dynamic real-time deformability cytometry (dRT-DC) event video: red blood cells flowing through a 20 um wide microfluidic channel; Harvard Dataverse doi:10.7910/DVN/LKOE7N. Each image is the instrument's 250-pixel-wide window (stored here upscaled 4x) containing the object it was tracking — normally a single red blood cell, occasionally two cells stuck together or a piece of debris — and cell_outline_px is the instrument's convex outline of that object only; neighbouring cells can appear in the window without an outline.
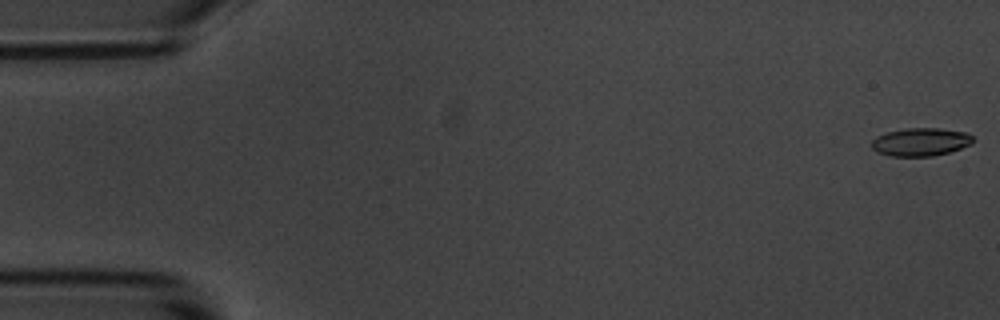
{"species": "common noctule bat (a hibernating species)", "species_latin": "Nyctalus noctula", "temperature_condition": "room temperature", "stored_images_in_passage": 6, "segment_of_instrument_passage": [2, 2], "camera_frame_rate_fps": 3000, "um_per_image_px": 0.085, "animal": {"sex": "male", "body_mass_g": 20.1, "forearm_length_mm": 53.5}, "frame": {"image": 1, "passage_image": 6, "time_ms": 6.667, "image_size_px": [1000, 320], "cell_outline_px": [[976, 140], [972, 144], [948, 152], [932, 156], [892, 156], [876, 152], [872, 148], [872, 140], [876, 136], [888, 132], [904, 128], [940, 128], [968, 132]], "centroid_in_image_um": [78.28, 12.05], "position_along_channel_um": 6.7, "area_um2": 16.7}}